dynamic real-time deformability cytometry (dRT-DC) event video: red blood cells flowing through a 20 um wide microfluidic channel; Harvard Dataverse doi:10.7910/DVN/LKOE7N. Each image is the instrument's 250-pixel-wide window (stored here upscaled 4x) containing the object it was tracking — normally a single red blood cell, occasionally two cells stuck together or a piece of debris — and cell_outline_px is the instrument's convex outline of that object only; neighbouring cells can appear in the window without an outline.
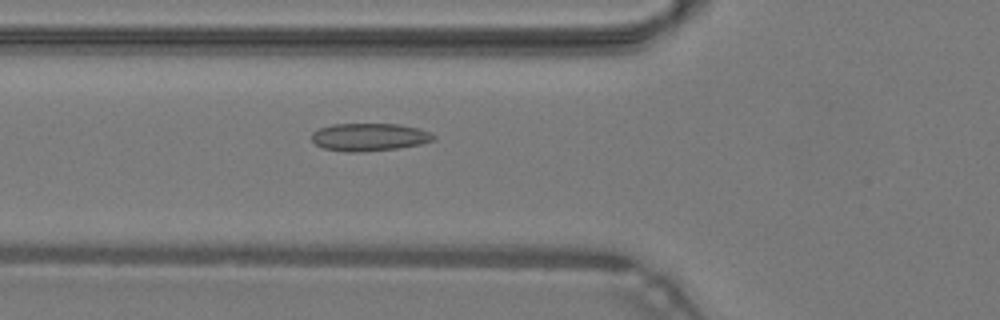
{"species": "common noctule bat (a hibernating species)", "species_latin": "Nyctalus noctula", "temperature_condition": "warm", "stored_images_in_passage": 33, "camera_frame_rate_fps": 3000, "um_per_image_px": 0.085, "animal": {"sex": "male", "body_mass_g": 19.2, "forearm_length_mm": 51.8}, "frame": {"image": 1, "passage_image": 18, "time_ms": 5.667, "image_size_px": [1000, 320], "cell_outline_px": [[436, 140], [420, 144], [396, 148], [360, 152], [348, 152], [324, 148], [316, 144], [312, 140], [312, 132], [320, 128], [332, 124], [400, 124], [420, 128], [432, 132], [436, 136]], "centroid_in_image_um": [31.44, 11.64], "position_along_channel_um": 94.4, "area_um2": 19.77}}
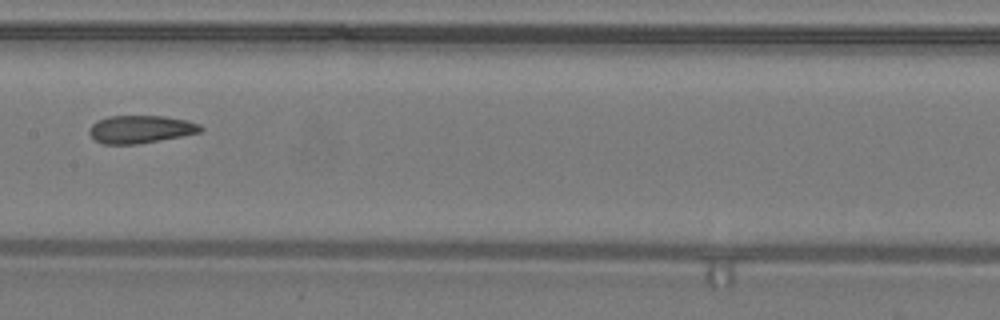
{"frame": {"image": 2, "passage_image": 25, "time_ms": 8.0, "image_size_px": [1000, 320], "cell_outline_px": [[204, 128], [200, 132], [180, 136], [136, 144], [104, 144], [96, 140], [88, 132], [92, 124], [96, 120], [108, 116], [164, 116], [188, 120], [200, 124]], "centroid_in_image_um": [11.95, 10.97], "position_along_channel_um": 195.5, "area_um2": 17.92}}
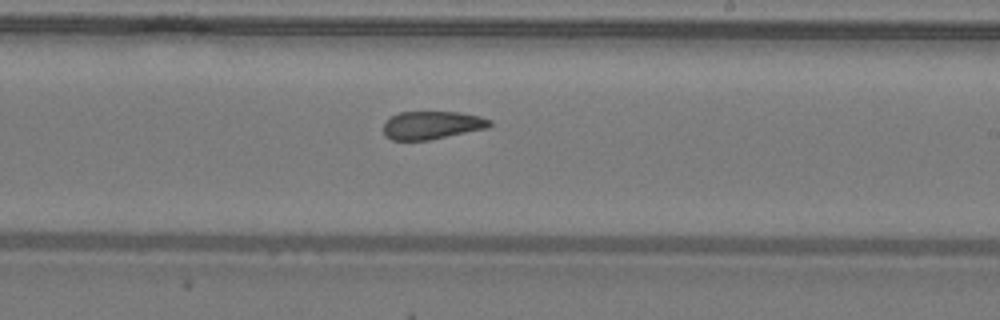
{"frame": {"image": 3, "passage_image": 29, "time_ms": 9.333, "image_size_px": [1000, 320], "cell_outline_px": [[492, 124], [488, 128], [428, 140], [392, 140], [384, 132], [384, 124], [392, 116], [400, 112], [456, 112], [480, 116], [492, 120]], "centroid_in_image_um": [36.76, 10.63], "position_along_channel_um": 252.2, "area_um2": 17.17}}